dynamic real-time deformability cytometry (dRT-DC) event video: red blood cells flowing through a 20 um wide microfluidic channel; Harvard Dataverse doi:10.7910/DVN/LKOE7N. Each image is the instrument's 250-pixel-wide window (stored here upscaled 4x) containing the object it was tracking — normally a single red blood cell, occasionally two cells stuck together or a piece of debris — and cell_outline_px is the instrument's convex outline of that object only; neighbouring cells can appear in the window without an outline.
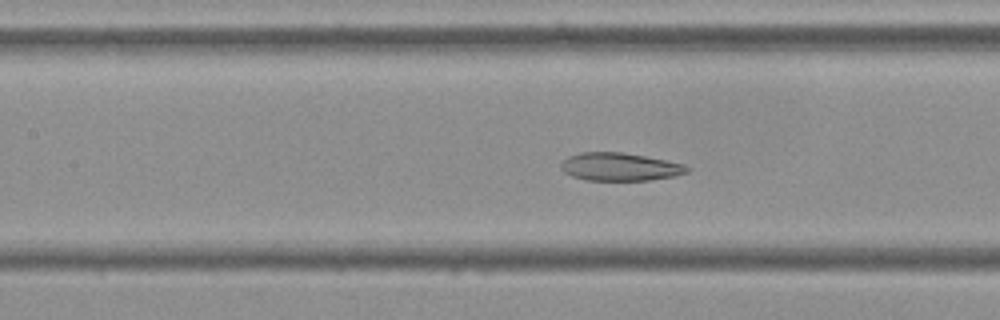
{"species": "Egyptian fruit bat (a non-hibernating species)", "species_latin": "Rousettus aegyptiacus", "temperature_condition": "cold", "stored_images_in_passage": 56, "camera_frame_rate_fps": 3000, "um_per_image_px": 0.085, "frame": {"image": 1, "passage_image": 25, "time_ms": 8.0, "image_size_px": [1000, 320], "cell_outline_px": [[692, 168], [688, 172], [676, 176], [648, 180], [584, 180], [572, 176], [564, 172], [560, 168], [560, 164], [568, 156], [580, 152], [624, 152], [684, 164]], "centroid_in_image_um": [52.68, 14.18], "position_along_channel_um": 154.7, "area_um2": 20.63}}
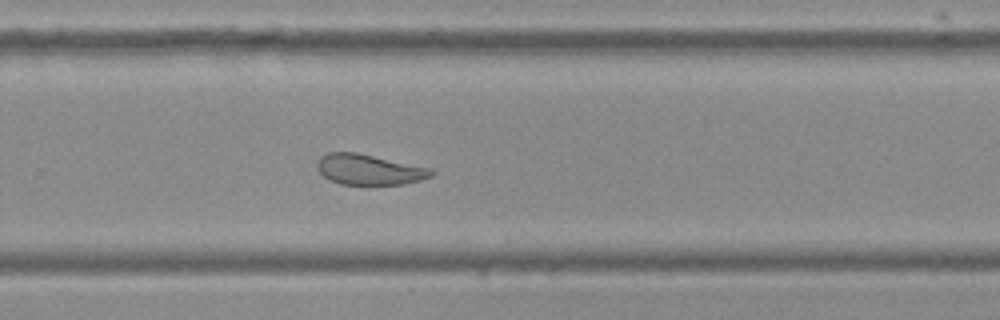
{"frame": {"image": 2, "passage_image": 37, "time_ms": 12.0, "image_size_px": [1000, 320], "cell_outline_px": [[436, 172], [432, 176], [420, 180], [400, 184], [340, 184], [328, 180], [316, 168], [316, 164], [320, 156], [328, 152], [356, 152], [432, 168]], "centroid_in_image_um": [31.36, 14.4], "position_along_channel_um": 298.4, "area_um2": 20.35}}
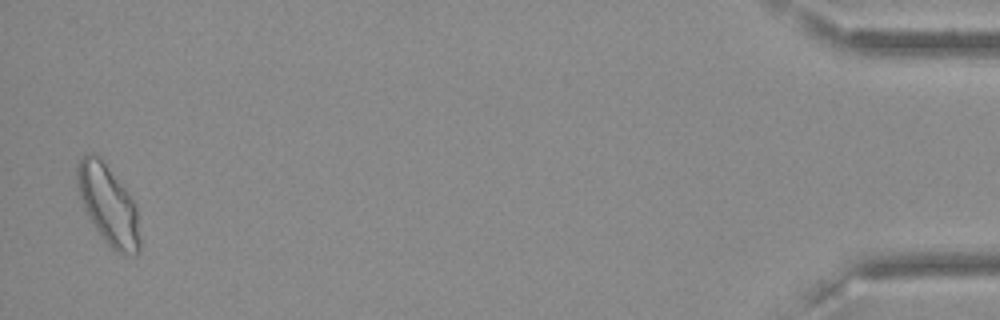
{"frame": {"image": 3, "passage_image": 55, "time_ms": 18.0, "image_size_px": [1000, 320], "cell_outline_px": [[140, 248], [136, 256], [116, 252], [100, 236], [88, 216], [80, 196], [76, 184], [76, 168], [80, 160], [84, 156], [92, 152], [96, 152], [100, 156], [128, 192], [136, 204], [140, 240]], "centroid_in_image_um": [9.21, 17.41], "position_along_channel_um": 426.0, "area_um2": 29.07}, "authors_computed_cell_mechanics": {"area_um2": 23.4957, "velocity_mm_per_s": 3.6008, "shape_relaxation_time_tau1_ms": null, "shape_relaxation_time_tau2_ms": 3.1693, "deformation_change_tau1": null, "deformation_change_tau2": 0.1085}}